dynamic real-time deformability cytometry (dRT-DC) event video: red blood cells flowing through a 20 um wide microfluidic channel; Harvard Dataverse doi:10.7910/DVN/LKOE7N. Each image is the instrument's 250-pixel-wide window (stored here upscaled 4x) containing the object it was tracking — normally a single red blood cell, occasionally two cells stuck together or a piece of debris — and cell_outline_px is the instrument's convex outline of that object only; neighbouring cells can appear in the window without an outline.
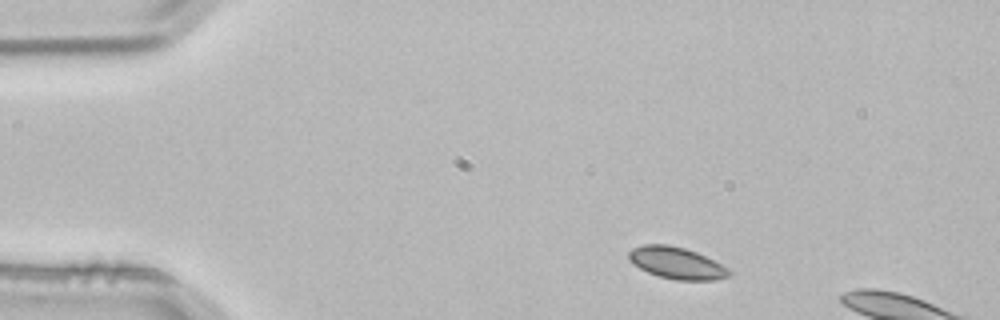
{"species": "common noctule bat (a hibernating species)", "species_latin": "Nyctalus noctula", "temperature_condition": "room temperature", "stored_images_in_passage": 2, "camera_frame_rate_fps": 3000, "um_per_image_px": 0.085, "animal": {"sex": "male", "body_mass_g": 21.5, "forearm_length_mm": 52.0}, "frame": {"image": 1, "passage_image": 1, "time_ms": 0.0, "image_size_px": [1000, 320], "cell_outline_px": [[732, 272], [728, 276], [712, 280], [676, 280], [660, 276], [648, 272], [632, 264], [628, 260], [628, 252], [632, 248], [644, 244], [668, 244], [684, 248], [696, 252], [728, 268]], "centroid_in_image_um": [57.46, 22.35], "position_along_channel_um": 27.5, "area_um2": 18.44}}